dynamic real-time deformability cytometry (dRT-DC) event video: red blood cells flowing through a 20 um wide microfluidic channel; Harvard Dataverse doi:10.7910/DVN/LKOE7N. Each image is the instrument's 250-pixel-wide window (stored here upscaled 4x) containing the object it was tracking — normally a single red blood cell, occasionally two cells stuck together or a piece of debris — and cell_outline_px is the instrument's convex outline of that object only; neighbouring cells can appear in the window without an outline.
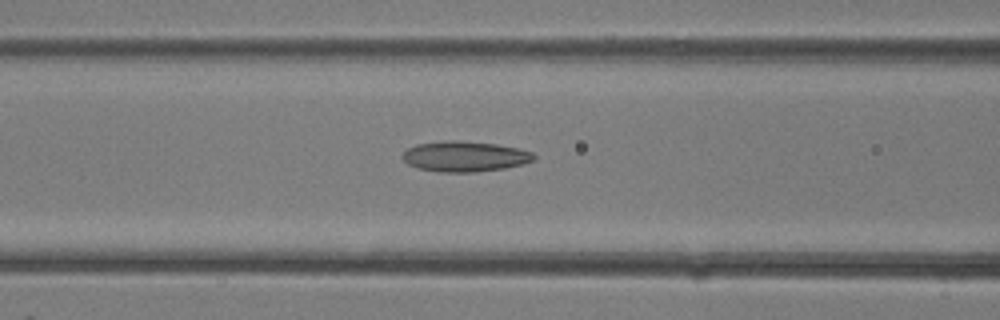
{"species": "common noctule bat (a hibernating species)", "species_latin": "Nyctalus noctula", "temperature_condition": "room temperature", "stored_images_in_passage": 34, "camera_frame_rate_fps": 3000, "um_per_image_px": 0.085, "animal": {"sex": "female"}, "frame": {"image": 1, "passage_image": 14, "time_ms": 4.333, "image_size_px": [1000, 320], "cell_outline_px": [[536, 156], [532, 160], [520, 164], [504, 168], [476, 172], [440, 172], [416, 168], [408, 164], [400, 156], [408, 148], [416, 144], [444, 140], [456, 140], [496, 144], [520, 148], [532, 152]], "centroid_in_image_um": [39.46, 13.29], "position_along_channel_um": 127.1, "area_um2": 23.35}}
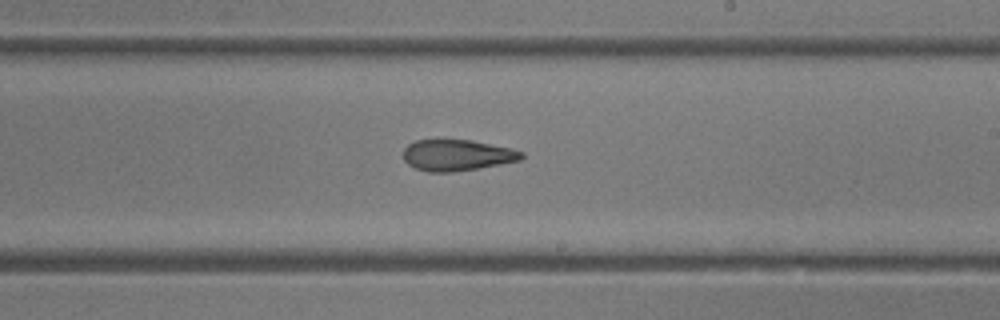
{"frame": {"image": 2, "passage_image": 20, "time_ms": 6.333, "image_size_px": [1000, 320], "cell_outline_px": [[524, 156], [520, 160], [500, 164], [452, 172], [428, 172], [416, 168], [408, 164], [404, 160], [404, 148], [408, 144], [416, 140], [472, 140], [508, 148], [524, 152]], "centroid_in_image_um": [38.82, 13.19], "position_along_channel_um": 250.2, "area_um2": 21.21}}
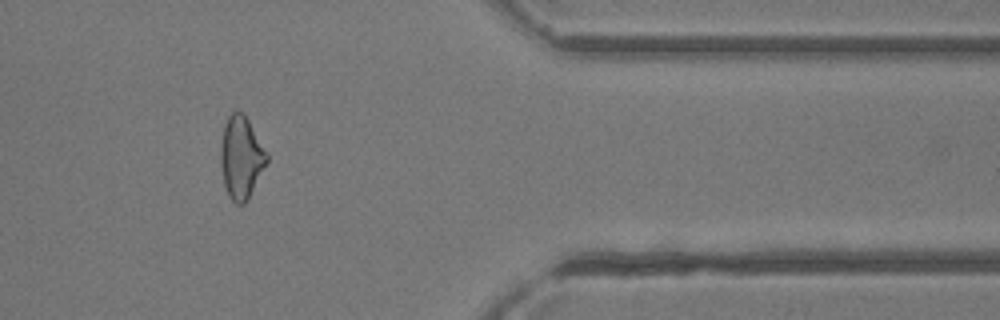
{"frame": {"image": 3, "passage_image": 28, "time_ms": 9.0, "image_size_px": [1000, 320], "cell_outline_px": [[268, 160], [248, 200], [244, 204], [236, 204], [228, 196], [224, 184], [220, 160], [220, 148], [224, 124], [228, 116], [236, 108], [244, 112], [268, 152]], "centroid_in_image_um": [20.5, 13.34], "position_along_channel_um": 390.9, "area_um2": 22.54}}